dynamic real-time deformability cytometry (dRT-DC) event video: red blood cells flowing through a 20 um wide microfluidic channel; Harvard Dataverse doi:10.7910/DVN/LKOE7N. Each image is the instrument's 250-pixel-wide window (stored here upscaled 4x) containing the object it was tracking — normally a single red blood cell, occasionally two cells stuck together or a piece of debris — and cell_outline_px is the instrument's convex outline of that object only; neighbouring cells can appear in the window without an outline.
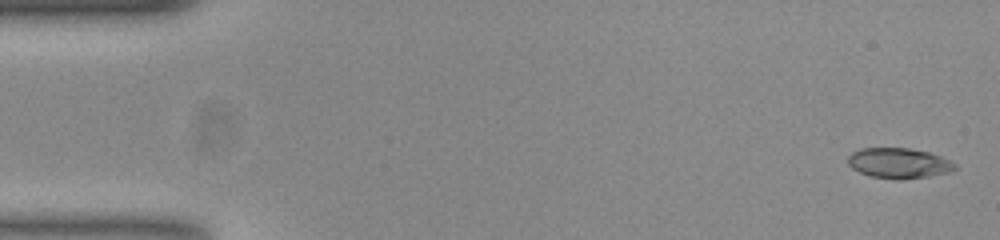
{"species": "common noctule bat (a hibernating species)", "species_latin": "Nyctalus noctula", "temperature_condition": "room temperature", "stored_images_in_passage": 15, "camera_frame_rate_fps": 3000, "um_per_image_px": 0.085, "animal": {"sex": "female", "body_mass_g": 23.0, "forearm_length_mm": 53.4}, "frame": {"image": 1, "passage_image": 1, "time_ms": 0.0, "image_size_px": [1000, 240], "cell_outline_px": [[956, 168], [948, 172], [928, 176], [872, 176], [860, 172], [852, 168], [848, 164], [848, 156], [852, 152], [860, 148], [908, 148], [928, 152], [940, 156], [956, 164]], "centroid_in_image_um": [76.37, 13.81], "position_along_channel_um": 8.6, "area_um2": 17.92}}
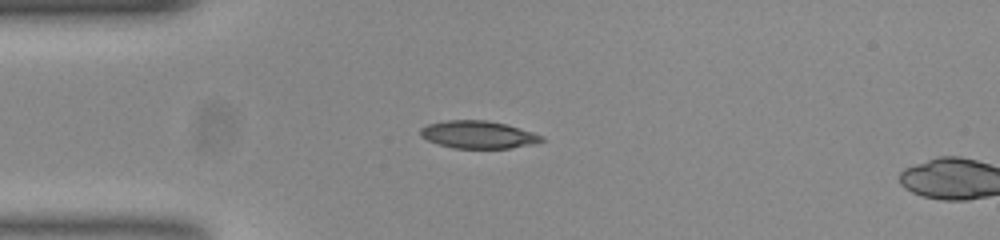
{"frame": {"image": 2, "passage_image": 13, "time_ms": 4.0, "image_size_px": [1000, 240], "cell_outline_px": [[544, 140], [532, 144], [508, 148], [452, 148], [428, 140], [420, 136], [420, 128], [428, 124], [444, 120], [488, 120], [504, 124], [532, 132], [544, 136]], "centroid_in_image_um": [40.61, 11.44], "position_along_channel_um": 44.4, "area_um2": 19.31}}